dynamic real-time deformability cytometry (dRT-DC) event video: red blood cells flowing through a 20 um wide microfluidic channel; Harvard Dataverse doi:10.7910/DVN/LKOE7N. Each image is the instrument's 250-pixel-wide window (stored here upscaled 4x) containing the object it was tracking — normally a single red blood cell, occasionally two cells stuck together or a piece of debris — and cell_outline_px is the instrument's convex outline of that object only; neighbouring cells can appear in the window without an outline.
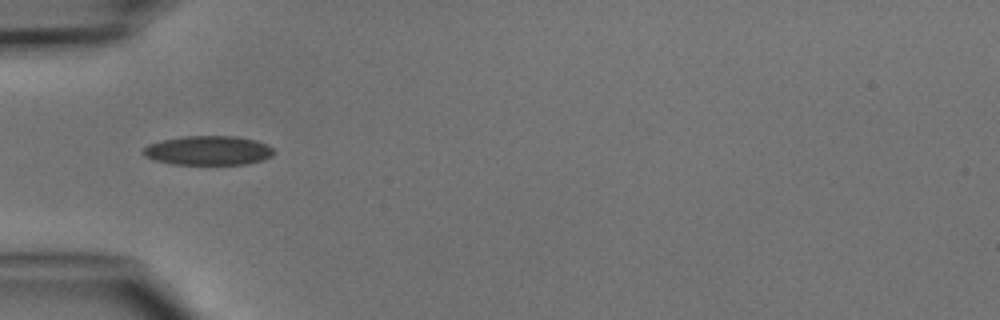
{"species": "common noctule bat (a hibernating species)", "species_latin": "Nyctalus noctula", "temperature_condition": "cold", "stored_images_in_passage": 4, "camera_frame_rate_fps": 3000, "um_per_image_px": 0.085, "animal": {"sex": "male", "body_mass_g": 15.6}, "frame": {"image": 1, "passage_image": 4, "time_ms": 4.333, "image_size_px": [1000, 320], "cell_outline_px": [[276, 152], [272, 156], [264, 160], [248, 164], [172, 164], [156, 160], [144, 156], [140, 152], [148, 144], [164, 140], [184, 136], [236, 136], [256, 140], [268, 144]], "centroid_in_image_um": [17.74, 12.79], "position_along_channel_um": 67.3, "area_um2": 22.43}}